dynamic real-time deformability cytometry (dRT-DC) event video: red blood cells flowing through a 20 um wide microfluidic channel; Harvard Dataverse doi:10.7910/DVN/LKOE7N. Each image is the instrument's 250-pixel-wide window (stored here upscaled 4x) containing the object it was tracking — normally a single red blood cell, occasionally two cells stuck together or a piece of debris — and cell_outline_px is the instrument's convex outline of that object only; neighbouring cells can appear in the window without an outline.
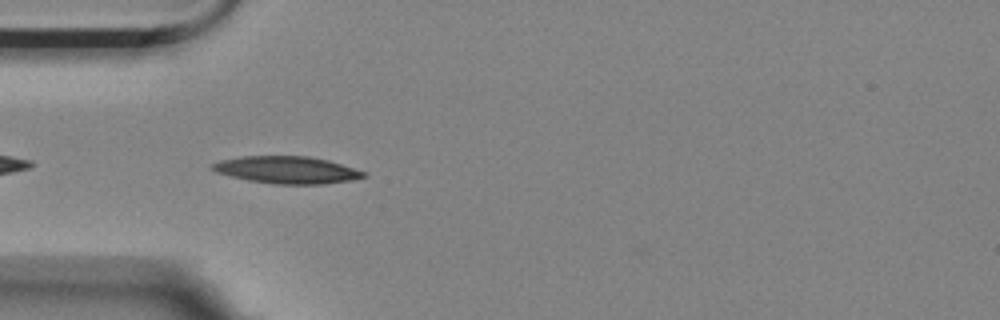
{"species": "Egyptian fruit bat (a non-hibernating species)", "species_latin": "Rousettus aegyptiacus", "temperature_condition": "room temperature", "stored_images_in_passage": 41, "camera_frame_rate_fps": 3000, "um_per_image_px": 0.085, "animal": {"sex": "female"}, "frame": {"image": 1, "passage_image": 3, "time_ms": 0.667, "image_size_px": [1000, 320], "cell_outline_px": [[368, 176], [352, 180], [324, 184], [276, 184], [248, 180], [216, 172], [208, 168], [212, 164], [220, 160], [240, 156], [308, 156], [328, 160], [364, 172]], "centroid_in_image_um": [24.35, 14.44], "position_along_channel_um": 60.6, "area_um2": 23.87}}
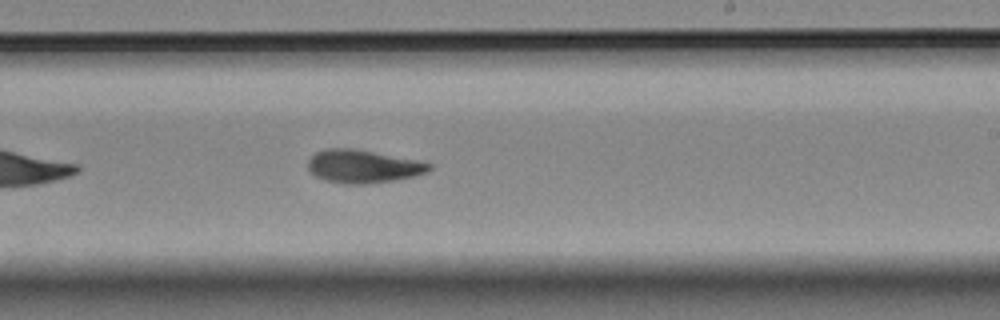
{"frame": {"image": 2, "passage_image": 20, "time_ms": 6.333, "image_size_px": [1000, 320], "cell_outline_px": [[432, 168], [428, 172], [412, 176], [392, 180], [364, 184], [344, 184], [328, 180], [316, 176], [308, 168], [308, 160], [316, 152], [324, 148], [352, 148], [416, 160], [432, 164]], "centroid_in_image_um": [30.84, 14.13], "position_along_channel_um": 258.2, "area_um2": 23.0}}
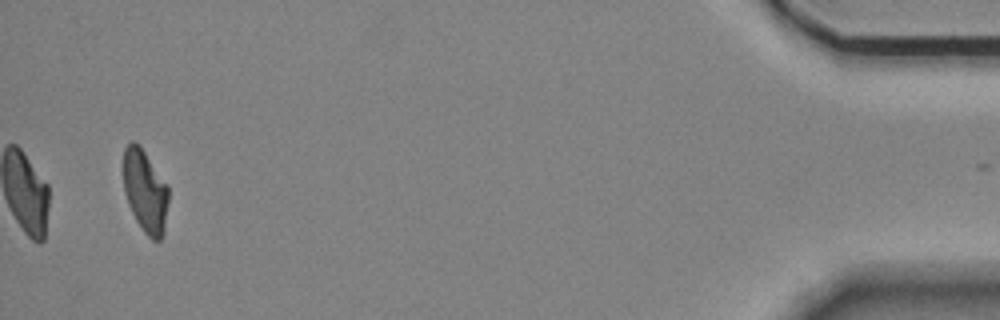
{"frame": {"image": 3, "passage_image": 41, "time_ms": 13.333, "image_size_px": [1000, 320], "cell_outline_px": [[168, 200], [164, 232], [160, 240], [152, 240], [144, 232], [136, 220], [128, 204], [124, 192], [124, 148], [132, 140], [140, 144], [168, 184]], "centroid_in_image_um": [12.35, 16.22], "position_along_channel_um": 422.9, "area_um2": 21.91}, "authors_computed_cell_mechanics": {"area_um2": 22.8888, "velocity_mm_per_s": 3.5024, "shape_relaxation_time_tau1_ms": 6.8127, "shape_relaxation_time_tau2_ms": 5.1025, "deformation_change_tau1": 0.1905, "deformation_change_tau2": 0.1116}}